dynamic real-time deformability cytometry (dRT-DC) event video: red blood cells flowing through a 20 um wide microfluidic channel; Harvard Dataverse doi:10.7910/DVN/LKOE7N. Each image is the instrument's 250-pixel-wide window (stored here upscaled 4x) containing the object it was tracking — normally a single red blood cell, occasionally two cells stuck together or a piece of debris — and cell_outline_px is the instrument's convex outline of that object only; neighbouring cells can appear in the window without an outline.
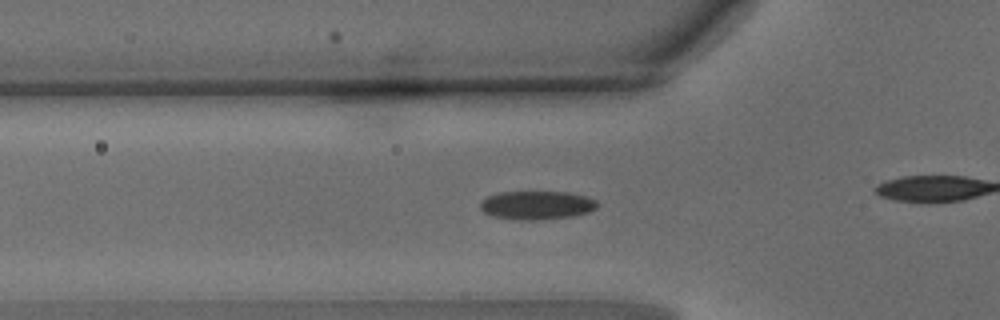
{"species": "common noctule bat (a hibernating species)", "species_latin": "Nyctalus noctula", "temperature_condition": "warm", "stored_images_in_passage": 40, "camera_frame_rate_fps": 3000, "um_per_image_px": 0.085, "animal": {"sex": "male", "body_mass_g": 15.6}, "frame": {"image": 1, "passage_image": 10, "time_ms": 3.0, "image_size_px": [1000, 320], "cell_outline_px": [[600, 204], [596, 208], [588, 212], [572, 216], [540, 220], [520, 220], [492, 216], [484, 212], [480, 208], [480, 200], [496, 192], [568, 192], [588, 196], [596, 200]], "centroid_in_image_um": [45.63, 17.43], "position_along_channel_um": 80.2, "area_um2": 19.71}}
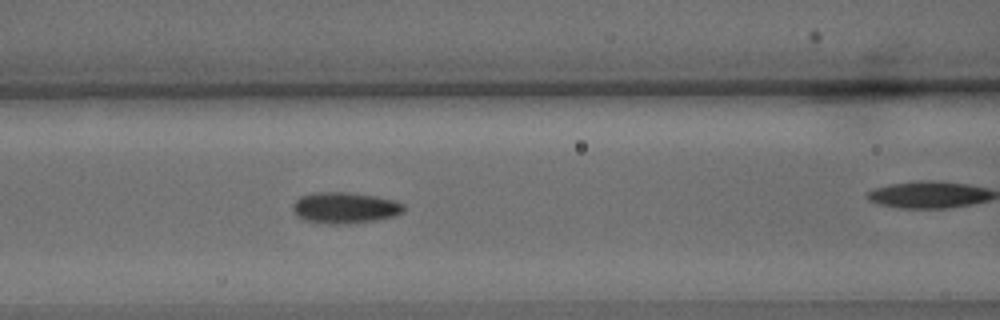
{"frame": {"image": 2, "passage_image": 14, "time_ms": 4.333, "image_size_px": [1000, 320], "cell_outline_px": [[404, 208], [396, 216], [376, 220], [344, 224], [328, 224], [304, 220], [296, 216], [292, 208], [292, 204], [300, 196], [316, 192], [344, 192], [372, 196], [396, 200], [404, 204]], "centroid_in_image_um": [29.28, 17.67], "position_along_channel_um": 137.3, "area_um2": 20.11}}
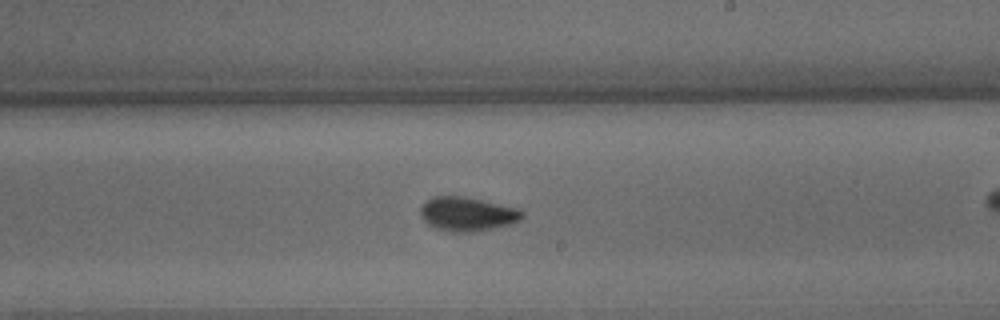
{"frame": {"image": 3, "passage_image": 22, "time_ms": 7.0, "image_size_px": [1000, 320], "cell_outline_px": [[524, 216], [520, 220], [512, 224], [472, 232], [448, 232], [436, 228], [428, 224], [420, 216], [420, 208], [424, 200], [432, 196], [464, 196], [520, 208], [524, 212]], "centroid_in_image_um": [39.71, 18.18], "position_along_channel_um": 249.3, "area_um2": 20.52}}